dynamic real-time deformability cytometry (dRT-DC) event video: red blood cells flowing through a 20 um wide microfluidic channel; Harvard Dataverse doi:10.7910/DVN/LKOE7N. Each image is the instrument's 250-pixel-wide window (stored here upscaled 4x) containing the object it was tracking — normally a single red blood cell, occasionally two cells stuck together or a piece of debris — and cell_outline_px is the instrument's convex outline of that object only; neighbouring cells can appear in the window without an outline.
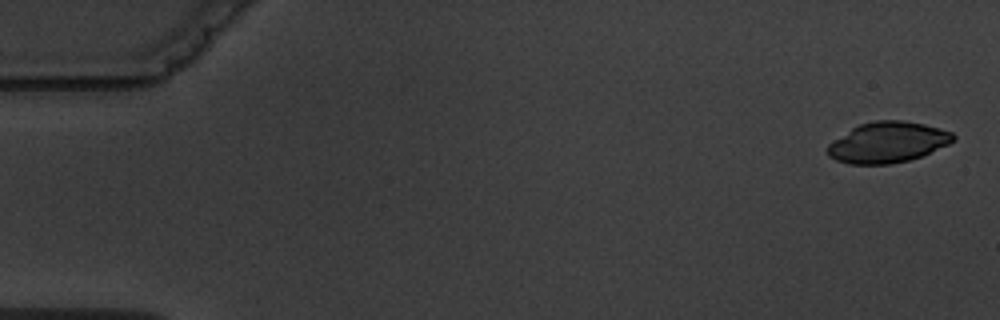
{"species": "common noctule bat (a hibernating species)", "species_latin": "Nyctalus noctula", "temperature_condition": "warm", "stored_images_in_passage": 6, "camera_frame_rate_fps": 3000, "um_per_image_px": 0.085, "animal": {"sex": "male", "body_mass_g": 19.5, "forearm_length_mm": 54.6}, "frame": {"image": 1, "passage_image": 1, "time_ms": 0.0, "image_size_px": [1000, 320], "cell_outline_px": [[956, 140], [948, 144], [920, 156], [908, 160], [888, 164], [848, 164], [836, 160], [828, 156], [828, 144], [852, 128], [860, 124], [876, 120], [904, 120], [924, 124], [940, 128], [952, 132], [956, 136]], "centroid_in_image_um": [75.46, 12.09], "position_along_channel_um": 9.5, "area_um2": 29.65}}